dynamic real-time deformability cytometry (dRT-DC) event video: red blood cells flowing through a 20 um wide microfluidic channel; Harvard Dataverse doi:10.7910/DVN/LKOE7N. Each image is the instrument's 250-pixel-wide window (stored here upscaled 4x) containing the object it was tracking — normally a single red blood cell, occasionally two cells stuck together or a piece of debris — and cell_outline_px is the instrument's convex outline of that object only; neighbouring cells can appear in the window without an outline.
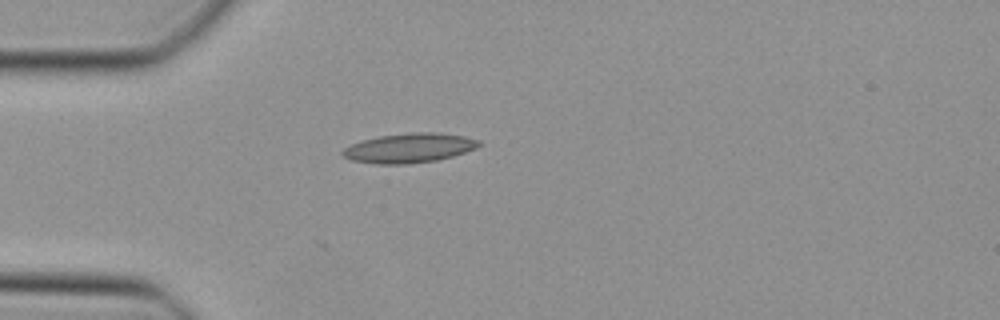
{"species": "Egyptian fruit bat (a non-hibernating species)", "species_latin": "Rousettus aegyptiacus", "temperature_condition": "cold", "stored_images_in_passage": 24, "camera_frame_rate_fps": 3000, "um_per_image_px": 0.085, "animal": {"sex": "female"}, "frame": {"image": 1, "passage_image": 1, "time_ms": 0.0, "image_size_px": [1000, 320], "cell_outline_px": [[480, 144], [476, 148], [452, 156], [436, 160], [408, 164], [376, 164], [352, 160], [344, 156], [340, 152], [344, 148], [352, 144], [364, 140], [380, 136], [408, 132], [436, 132], [464, 136], [480, 140]], "centroid_in_image_um": [34.78, 12.57], "position_along_channel_um": 50.2, "area_um2": 23.29}}
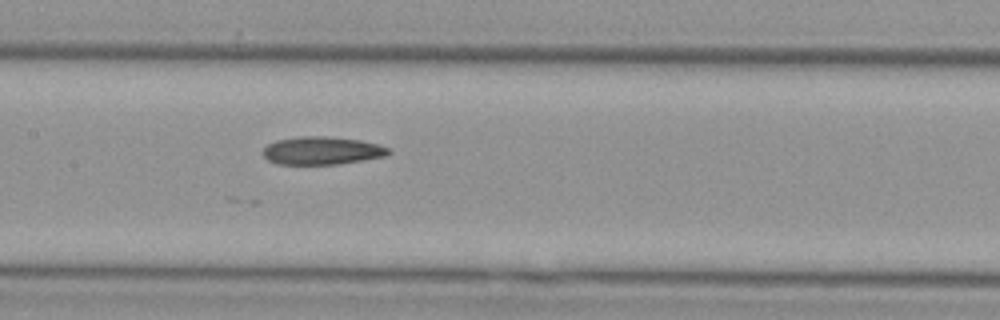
{"frame": {"image": 2, "passage_image": 11, "time_ms": 3.333, "image_size_px": [1000, 320], "cell_outline_px": [[392, 152], [384, 156], [364, 160], [336, 164], [276, 164], [268, 160], [260, 152], [268, 144], [276, 140], [300, 136], [328, 136], [360, 140], [380, 144], [392, 148]], "centroid_in_image_um": [27.38, 12.79], "position_along_channel_um": 180.0, "area_um2": 20.69}}
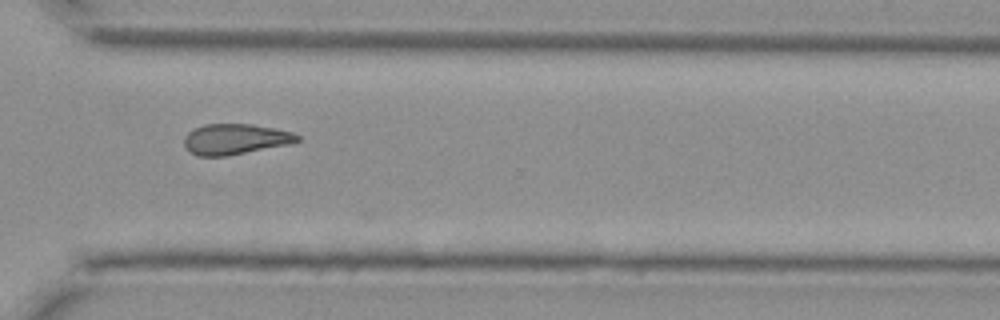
{"frame": {"image": 3, "passage_image": 23, "time_ms": 7.333, "image_size_px": [1000, 320], "cell_outline_px": [[300, 140], [288, 144], [228, 156], [196, 156], [188, 152], [184, 148], [184, 136], [188, 132], [204, 124], [252, 124], [276, 128], [292, 132], [300, 136]], "centroid_in_image_um": [19.96, 11.83], "position_along_channel_um": 350.6, "area_um2": 20.35}}